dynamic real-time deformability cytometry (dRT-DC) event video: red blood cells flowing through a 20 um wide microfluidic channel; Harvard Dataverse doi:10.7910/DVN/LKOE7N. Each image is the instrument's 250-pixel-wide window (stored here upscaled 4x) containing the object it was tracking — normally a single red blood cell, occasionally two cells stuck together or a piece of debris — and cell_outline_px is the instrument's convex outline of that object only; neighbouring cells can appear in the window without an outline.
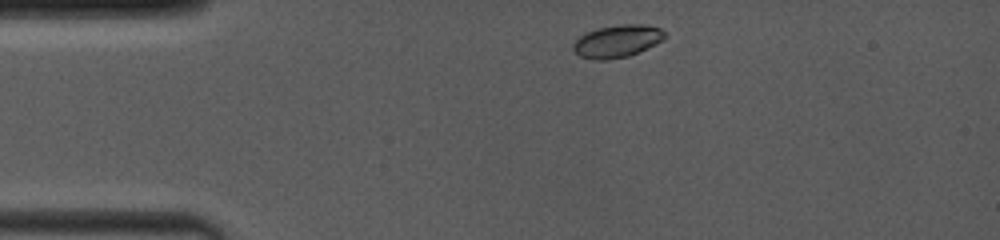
{"species": "common noctule bat (a hibernating species)", "species_latin": "Nyctalus noctula", "temperature_condition": "room temperature", "stored_images_in_passage": 26, "camera_frame_rate_fps": 4000, "um_per_image_px": 0.085, "animal": {"sex": "female", "body_mass_g": 19.0, "forearm_length_mm": 53.3}, "frame": {"image": 1, "passage_image": 1, "time_ms": 0.0, "image_size_px": [1000, 240], "cell_outline_px": [[668, 36], [664, 40], [656, 44], [628, 56], [608, 60], [596, 60], [580, 56], [572, 48], [572, 44], [580, 36], [596, 28], [620, 24], [644, 24], [660, 28]], "centroid_in_image_um": [52.48, 3.49], "position_along_channel_um": 32.5, "area_um2": 17.4}}
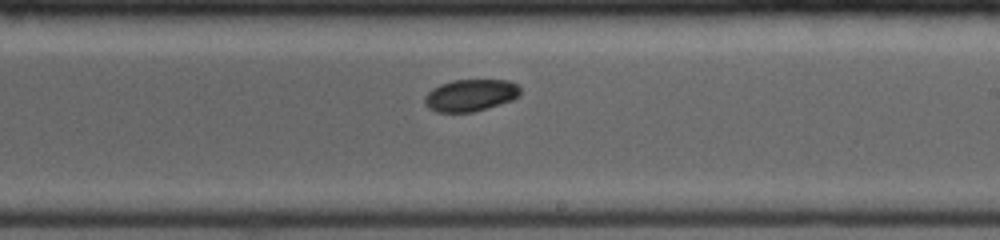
{"frame": {"image": 2, "passage_image": 15, "time_ms": 6.5, "image_size_px": [1000, 240], "cell_outline_px": [[520, 96], [512, 100], [488, 108], [472, 112], [436, 112], [428, 108], [424, 104], [424, 96], [432, 88], [440, 84], [452, 80], [508, 80], [516, 84], [520, 88]], "centroid_in_image_um": [39.97, 8.1], "position_along_channel_um": 249.0, "area_um2": 17.98}}
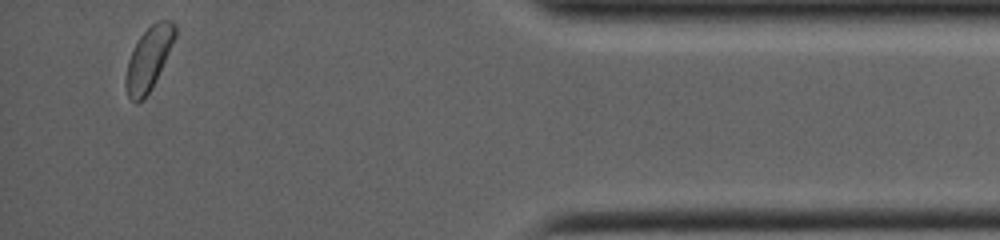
{"frame": {"image": 3, "passage_image": 26, "time_ms": 11.75, "image_size_px": [1000, 240], "cell_outline_px": [[176, 36], [144, 100], [136, 104], [128, 96], [124, 84], [124, 76], [128, 60], [140, 36], [156, 20], [172, 20], [176, 24]], "centroid_in_image_um": [12.61, 4.98], "position_along_channel_um": 422.6, "area_um2": 17.69}, "authors_computed_cell_mechanics": {"area_um2": 17.918, "velocity_mm_per_s": 4.0495, "shape_relaxation_time_tau1_ms": 1.7463, "shape_relaxation_time_tau2_ms": null, "deformation_change_tau1": 0.0419, "deformation_change_tau2": null}}